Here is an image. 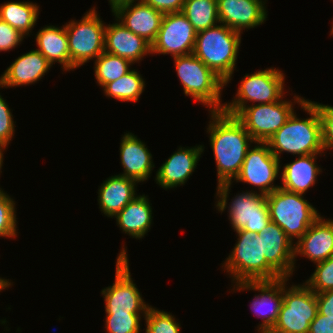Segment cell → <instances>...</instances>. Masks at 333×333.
I'll return each mask as SVG.
<instances>
[{
    "label": "cell",
    "instance_id": "cell-1",
    "mask_svg": "<svg viewBox=\"0 0 333 333\" xmlns=\"http://www.w3.org/2000/svg\"><path fill=\"white\" fill-rule=\"evenodd\" d=\"M207 124L210 147L217 171V185L232 182L239 174L248 149L255 141L244 125L222 111H209Z\"/></svg>",
    "mask_w": 333,
    "mask_h": 333
},
{
    "label": "cell",
    "instance_id": "cell-2",
    "mask_svg": "<svg viewBox=\"0 0 333 333\" xmlns=\"http://www.w3.org/2000/svg\"><path fill=\"white\" fill-rule=\"evenodd\" d=\"M309 117L301 118L296 110L286 123L266 142L280 160L283 153L291 155L325 154L322 142L321 121L315 105L309 99L300 104Z\"/></svg>",
    "mask_w": 333,
    "mask_h": 333
},
{
    "label": "cell",
    "instance_id": "cell-3",
    "mask_svg": "<svg viewBox=\"0 0 333 333\" xmlns=\"http://www.w3.org/2000/svg\"><path fill=\"white\" fill-rule=\"evenodd\" d=\"M241 33L222 23L197 32L193 54L224 82L231 83L239 49Z\"/></svg>",
    "mask_w": 333,
    "mask_h": 333
},
{
    "label": "cell",
    "instance_id": "cell-4",
    "mask_svg": "<svg viewBox=\"0 0 333 333\" xmlns=\"http://www.w3.org/2000/svg\"><path fill=\"white\" fill-rule=\"evenodd\" d=\"M236 243L223 260L222 269L231 282L276 280L282 276L266 261L263 254L262 237L257 233L237 230Z\"/></svg>",
    "mask_w": 333,
    "mask_h": 333
},
{
    "label": "cell",
    "instance_id": "cell-5",
    "mask_svg": "<svg viewBox=\"0 0 333 333\" xmlns=\"http://www.w3.org/2000/svg\"><path fill=\"white\" fill-rule=\"evenodd\" d=\"M232 182L218 184L215 194V207L219 213L227 210L232 230H246L259 234L271 221L266 203V195L257 190H246L230 198ZM228 200H231L228 203Z\"/></svg>",
    "mask_w": 333,
    "mask_h": 333
},
{
    "label": "cell",
    "instance_id": "cell-6",
    "mask_svg": "<svg viewBox=\"0 0 333 333\" xmlns=\"http://www.w3.org/2000/svg\"><path fill=\"white\" fill-rule=\"evenodd\" d=\"M173 61L184 95L207 107L208 111H221L225 82L193 53L173 57Z\"/></svg>",
    "mask_w": 333,
    "mask_h": 333
},
{
    "label": "cell",
    "instance_id": "cell-7",
    "mask_svg": "<svg viewBox=\"0 0 333 333\" xmlns=\"http://www.w3.org/2000/svg\"><path fill=\"white\" fill-rule=\"evenodd\" d=\"M304 196L281 187L266 195L271 221L282 228L293 243H296L321 215Z\"/></svg>",
    "mask_w": 333,
    "mask_h": 333
},
{
    "label": "cell",
    "instance_id": "cell-8",
    "mask_svg": "<svg viewBox=\"0 0 333 333\" xmlns=\"http://www.w3.org/2000/svg\"><path fill=\"white\" fill-rule=\"evenodd\" d=\"M283 72L279 68L270 67L246 73L239 83L236 95L230 102H224L221 111L236 116L244 107L254 103L269 104L285 98L288 91L285 90L286 76Z\"/></svg>",
    "mask_w": 333,
    "mask_h": 333
},
{
    "label": "cell",
    "instance_id": "cell-9",
    "mask_svg": "<svg viewBox=\"0 0 333 333\" xmlns=\"http://www.w3.org/2000/svg\"><path fill=\"white\" fill-rule=\"evenodd\" d=\"M90 8L80 20L66 22L65 29L70 52V71H74L89 60H95L104 52L106 23L96 10Z\"/></svg>",
    "mask_w": 333,
    "mask_h": 333
},
{
    "label": "cell",
    "instance_id": "cell-10",
    "mask_svg": "<svg viewBox=\"0 0 333 333\" xmlns=\"http://www.w3.org/2000/svg\"><path fill=\"white\" fill-rule=\"evenodd\" d=\"M289 280L283 277V303L268 333H309L310 323L318 313L316 293L304 282L291 285Z\"/></svg>",
    "mask_w": 333,
    "mask_h": 333
},
{
    "label": "cell",
    "instance_id": "cell-11",
    "mask_svg": "<svg viewBox=\"0 0 333 333\" xmlns=\"http://www.w3.org/2000/svg\"><path fill=\"white\" fill-rule=\"evenodd\" d=\"M116 258L114 283L101 290L105 314H146L151 306L146 303L131 277L127 247L121 246Z\"/></svg>",
    "mask_w": 333,
    "mask_h": 333
},
{
    "label": "cell",
    "instance_id": "cell-12",
    "mask_svg": "<svg viewBox=\"0 0 333 333\" xmlns=\"http://www.w3.org/2000/svg\"><path fill=\"white\" fill-rule=\"evenodd\" d=\"M304 100L303 96L294 93L293 98L288 101L282 98L269 104L246 106L235 117L255 142H267L286 123L294 112L295 105L300 106Z\"/></svg>",
    "mask_w": 333,
    "mask_h": 333
},
{
    "label": "cell",
    "instance_id": "cell-13",
    "mask_svg": "<svg viewBox=\"0 0 333 333\" xmlns=\"http://www.w3.org/2000/svg\"><path fill=\"white\" fill-rule=\"evenodd\" d=\"M245 156L239 174L232 181L258 188L257 192L268 195L280 187L275 180L281 175V162L269 149L266 142H255Z\"/></svg>",
    "mask_w": 333,
    "mask_h": 333
},
{
    "label": "cell",
    "instance_id": "cell-14",
    "mask_svg": "<svg viewBox=\"0 0 333 333\" xmlns=\"http://www.w3.org/2000/svg\"><path fill=\"white\" fill-rule=\"evenodd\" d=\"M235 284V285H234ZM231 292L258 291L250 309L261 322L257 325L258 333H268L277 321L283 303V277L276 280L245 281L231 284Z\"/></svg>",
    "mask_w": 333,
    "mask_h": 333
},
{
    "label": "cell",
    "instance_id": "cell-15",
    "mask_svg": "<svg viewBox=\"0 0 333 333\" xmlns=\"http://www.w3.org/2000/svg\"><path fill=\"white\" fill-rule=\"evenodd\" d=\"M196 36L197 31L181 12L164 14L151 52L172 58L192 54Z\"/></svg>",
    "mask_w": 333,
    "mask_h": 333
},
{
    "label": "cell",
    "instance_id": "cell-16",
    "mask_svg": "<svg viewBox=\"0 0 333 333\" xmlns=\"http://www.w3.org/2000/svg\"><path fill=\"white\" fill-rule=\"evenodd\" d=\"M204 149L202 144L194 147L179 146L156 171V184L166 191L185 185L199 165Z\"/></svg>",
    "mask_w": 333,
    "mask_h": 333
},
{
    "label": "cell",
    "instance_id": "cell-17",
    "mask_svg": "<svg viewBox=\"0 0 333 333\" xmlns=\"http://www.w3.org/2000/svg\"><path fill=\"white\" fill-rule=\"evenodd\" d=\"M267 0H217L220 23L243 34L267 20Z\"/></svg>",
    "mask_w": 333,
    "mask_h": 333
},
{
    "label": "cell",
    "instance_id": "cell-18",
    "mask_svg": "<svg viewBox=\"0 0 333 333\" xmlns=\"http://www.w3.org/2000/svg\"><path fill=\"white\" fill-rule=\"evenodd\" d=\"M333 255V219L319 216L307 232L294 244V271L298 256L314 264Z\"/></svg>",
    "mask_w": 333,
    "mask_h": 333
},
{
    "label": "cell",
    "instance_id": "cell-19",
    "mask_svg": "<svg viewBox=\"0 0 333 333\" xmlns=\"http://www.w3.org/2000/svg\"><path fill=\"white\" fill-rule=\"evenodd\" d=\"M111 12L127 29L150 44L156 39L164 16L142 0L120 5Z\"/></svg>",
    "mask_w": 333,
    "mask_h": 333
},
{
    "label": "cell",
    "instance_id": "cell-20",
    "mask_svg": "<svg viewBox=\"0 0 333 333\" xmlns=\"http://www.w3.org/2000/svg\"><path fill=\"white\" fill-rule=\"evenodd\" d=\"M120 141V163L123 172L117 175L132 178L139 183L148 181L155 164L146 143L129 131L124 132Z\"/></svg>",
    "mask_w": 333,
    "mask_h": 333
},
{
    "label": "cell",
    "instance_id": "cell-21",
    "mask_svg": "<svg viewBox=\"0 0 333 333\" xmlns=\"http://www.w3.org/2000/svg\"><path fill=\"white\" fill-rule=\"evenodd\" d=\"M266 261L282 276L292 278L294 272V244L282 228L270 221L259 233Z\"/></svg>",
    "mask_w": 333,
    "mask_h": 333
},
{
    "label": "cell",
    "instance_id": "cell-22",
    "mask_svg": "<svg viewBox=\"0 0 333 333\" xmlns=\"http://www.w3.org/2000/svg\"><path fill=\"white\" fill-rule=\"evenodd\" d=\"M115 21L105 27V52L123 57L132 64L140 63L145 56L152 55L149 42L127 29L116 18Z\"/></svg>",
    "mask_w": 333,
    "mask_h": 333
},
{
    "label": "cell",
    "instance_id": "cell-23",
    "mask_svg": "<svg viewBox=\"0 0 333 333\" xmlns=\"http://www.w3.org/2000/svg\"><path fill=\"white\" fill-rule=\"evenodd\" d=\"M52 65L37 50L21 54L0 76V88L29 86L37 83L49 72Z\"/></svg>",
    "mask_w": 333,
    "mask_h": 333
},
{
    "label": "cell",
    "instance_id": "cell-24",
    "mask_svg": "<svg viewBox=\"0 0 333 333\" xmlns=\"http://www.w3.org/2000/svg\"><path fill=\"white\" fill-rule=\"evenodd\" d=\"M320 155L326 157V154L301 155L284 164L280 170V187L304 195L315 186L317 177L323 172V168L316 163Z\"/></svg>",
    "mask_w": 333,
    "mask_h": 333
},
{
    "label": "cell",
    "instance_id": "cell-25",
    "mask_svg": "<svg viewBox=\"0 0 333 333\" xmlns=\"http://www.w3.org/2000/svg\"><path fill=\"white\" fill-rule=\"evenodd\" d=\"M136 180L120 175L109 176L98 188V205L101 213L108 218L120 212L138 194Z\"/></svg>",
    "mask_w": 333,
    "mask_h": 333
},
{
    "label": "cell",
    "instance_id": "cell-26",
    "mask_svg": "<svg viewBox=\"0 0 333 333\" xmlns=\"http://www.w3.org/2000/svg\"><path fill=\"white\" fill-rule=\"evenodd\" d=\"M149 196L137 195L114 218L122 233L137 240H142L151 230L153 211Z\"/></svg>",
    "mask_w": 333,
    "mask_h": 333
},
{
    "label": "cell",
    "instance_id": "cell-27",
    "mask_svg": "<svg viewBox=\"0 0 333 333\" xmlns=\"http://www.w3.org/2000/svg\"><path fill=\"white\" fill-rule=\"evenodd\" d=\"M45 25L35 34L37 50L52 65H61L62 71H70V52L65 25Z\"/></svg>",
    "mask_w": 333,
    "mask_h": 333
},
{
    "label": "cell",
    "instance_id": "cell-28",
    "mask_svg": "<svg viewBox=\"0 0 333 333\" xmlns=\"http://www.w3.org/2000/svg\"><path fill=\"white\" fill-rule=\"evenodd\" d=\"M39 15L40 7L36 2L18 0L0 4V19L26 37L33 33Z\"/></svg>",
    "mask_w": 333,
    "mask_h": 333
},
{
    "label": "cell",
    "instance_id": "cell-29",
    "mask_svg": "<svg viewBox=\"0 0 333 333\" xmlns=\"http://www.w3.org/2000/svg\"><path fill=\"white\" fill-rule=\"evenodd\" d=\"M138 69L132 68L118 80L102 87L104 96L121 102H137L145 90V79Z\"/></svg>",
    "mask_w": 333,
    "mask_h": 333
},
{
    "label": "cell",
    "instance_id": "cell-30",
    "mask_svg": "<svg viewBox=\"0 0 333 333\" xmlns=\"http://www.w3.org/2000/svg\"><path fill=\"white\" fill-rule=\"evenodd\" d=\"M181 13L197 32L220 23L217 0H185Z\"/></svg>",
    "mask_w": 333,
    "mask_h": 333
},
{
    "label": "cell",
    "instance_id": "cell-31",
    "mask_svg": "<svg viewBox=\"0 0 333 333\" xmlns=\"http://www.w3.org/2000/svg\"><path fill=\"white\" fill-rule=\"evenodd\" d=\"M94 77L98 86L103 87L105 84L118 80L132 69L129 60L124 59L107 52H103L94 60Z\"/></svg>",
    "mask_w": 333,
    "mask_h": 333
},
{
    "label": "cell",
    "instance_id": "cell-32",
    "mask_svg": "<svg viewBox=\"0 0 333 333\" xmlns=\"http://www.w3.org/2000/svg\"><path fill=\"white\" fill-rule=\"evenodd\" d=\"M143 320L146 327L144 333H181V323L172 313L159 310L152 305Z\"/></svg>",
    "mask_w": 333,
    "mask_h": 333
},
{
    "label": "cell",
    "instance_id": "cell-33",
    "mask_svg": "<svg viewBox=\"0 0 333 333\" xmlns=\"http://www.w3.org/2000/svg\"><path fill=\"white\" fill-rule=\"evenodd\" d=\"M14 197L0 190V237L15 239L18 235L16 202Z\"/></svg>",
    "mask_w": 333,
    "mask_h": 333
},
{
    "label": "cell",
    "instance_id": "cell-34",
    "mask_svg": "<svg viewBox=\"0 0 333 333\" xmlns=\"http://www.w3.org/2000/svg\"><path fill=\"white\" fill-rule=\"evenodd\" d=\"M146 314H106V333H141V322Z\"/></svg>",
    "mask_w": 333,
    "mask_h": 333
},
{
    "label": "cell",
    "instance_id": "cell-35",
    "mask_svg": "<svg viewBox=\"0 0 333 333\" xmlns=\"http://www.w3.org/2000/svg\"><path fill=\"white\" fill-rule=\"evenodd\" d=\"M315 265L314 272L304 283L316 294L333 290V255Z\"/></svg>",
    "mask_w": 333,
    "mask_h": 333
},
{
    "label": "cell",
    "instance_id": "cell-36",
    "mask_svg": "<svg viewBox=\"0 0 333 333\" xmlns=\"http://www.w3.org/2000/svg\"><path fill=\"white\" fill-rule=\"evenodd\" d=\"M319 114L321 121L322 142L324 151L333 150V106L311 101Z\"/></svg>",
    "mask_w": 333,
    "mask_h": 333
},
{
    "label": "cell",
    "instance_id": "cell-37",
    "mask_svg": "<svg viewBox=\"0 0 333 333\" xmlns=\"http://www.w3.org/2000/svg\"><path fill=\"white\" fill-rule=\"evenodd\" d=\"M6 100L0 93V145L8 147L15 136V123L12 114ZM15 122V123H14Z\"/></svg>",
    "mask_w": 333,
    "mask_h": 333
},
{
    "label": "cell",
    "instance_id": "cell-38",
    "mask_svg": "<svg viewBox=\"0 0 333 333\" xmlns=\"http://www.w3.org/2000/svg\"><path fill=\"white\" fill-rule=\"evenodd\" d=\"M26 36L0 19V52L12 51L23 42Z\"/></svg>",
    "mask_w": 333,
    "mask_h": 333
},
{
    "label": "cell",
    "instance_id": "cell-39",
    "mask_svg": "<svg viewBox=\"0 0 333 333\" xmlns=\"http://www.w3.org/2000/svg\"><path fill=\"white\" fill-rule=\"evenodd\" d=\"M145 4L152 6L157 11L167 13L181 12L185 0H142Z\"/></svg>",
    "mask_w": 333,
    "mask_h": 333
},
{
    "label": "cell",
    "instance_id": "cell-40",
    "mask_svg": "<svg viewBox=\"0 0 333 333\" xmlns=\"http://www.w3.org/2000/svg\"><path fill=\"white\" fill-rule=\"evenodd\" d=\"M309 333H333V317L320 314L310 323Z\"/></svg>",
    "mask_w": 333,
    "mask_h": 333
},
{
    "label": "cell",
    "instance_id": "cell-41",
    "mask_svg": "<svg viewBox=\"0 0 333 333\" xmlns=\"http://www.w3.org/2000/svg\"><path fill=\"white\" fill-rule=\"evenodd\" d=\"M318 312L327 317H333V290L316 294Z\"/></svg>",
    "mask_w": 333,
    "mask_h": 333
},
{
    "label": "cell",
    "instance_id": "cell-42",
    "mask_svg": "<svg viewBox=\"0 0 333 333\" xmlns=\"http://www.w3.org/2000/svg\"><path fill=\"white\" fill-rule=\"evenodd\" d=\"M13 286L12 280L2 278L0 276V292L6 290L7 288H10Z\"/></svg>",
    "mask_w": 333,
    "mask_h": 333
},
{
    "label": "cell",
    "instance_id": "cell-43",
    "mask_svg": "<svg viewBox=\"0 0 333 333\" xmlns=\"http://www.w3.org/2000/svg\"><path fill=\"white\" fill-rule=\"evenodd\" d=\"M6 149H8L7 147L3 146V145H0V175L2 173V167H3V164H4V153L6 151ZM2 188L0 187V190Z\"/></svg>",
    "mask_w": 333,
    "mask_h": 333
},
{
    "label": "cell",
    "instance_id": "cell-44",
    "mask_svg": "<svg viewBox=\"0 0 333 333\" xmlns=\"http://www.w3.org/2000/svg\"><path fill=\"white\" fill-rule=\"evenodd\" d=\"M333 2V1H332ZM333 20V19H332ZM333 37V21H332V26H331V28H330V37Z\"/></svg>",
    "mask_w": 333,
    "mask_h": 333
}]
</instances>
